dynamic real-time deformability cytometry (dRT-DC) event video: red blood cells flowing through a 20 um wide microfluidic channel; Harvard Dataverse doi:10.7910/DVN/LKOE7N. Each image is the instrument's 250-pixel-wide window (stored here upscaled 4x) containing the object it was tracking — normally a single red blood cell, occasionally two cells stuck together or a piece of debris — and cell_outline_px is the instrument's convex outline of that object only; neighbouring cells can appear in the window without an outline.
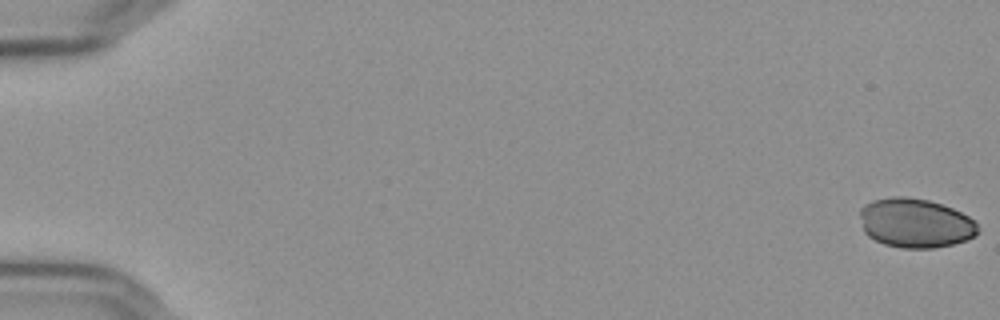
{"species": "Egyptian fruit bat (a non-hibernating species)", "species_latin": "Rousettus aegyptiacus", "temperature_condition": "cold", "stored_images_in_passage": 7, "camera_frame_rate_fps": 3000, "um_per_image_px": 0.085, "frame": {"image": 1, "passage_image": 1, "time_ms": 0.0, "image_size_px": [1000, 320], "cell_outline_px": [[980, 232], [964, 240], [952, 244], [932, 248], [904, 248], [884, 244], [868, 236], [864, 232], [860, 216], [860, 208], [864, 204], [872, 200], [892, 196], [908, 196], [928, 200], [952, 208], [968, 216], [976, 224]], "centroid_in_image_um": [77.76, 18.94], "position_along_channel_um": 7.2, "area_um2": 33.81}}
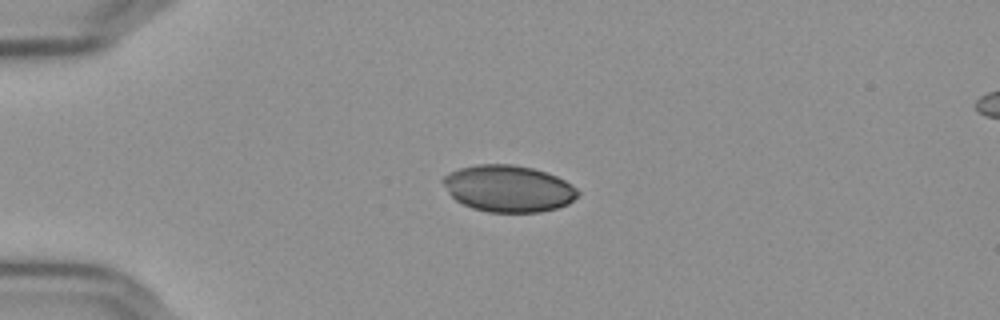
{"frame": {"image": 2, "passage_image": 5, "time_ms": 1.333, "image_size_px": [1000, 320], "cell_outline_px": [[580, 192], [568, 204], [556, 208], [540, 212], [488, 212], [472, 208], [456, 200], [448, 192], [440, 180], [448, 172], [460, 168], [476, 164], [512, 164], [532, 168], [556, 176], [572, 184]], "centroid_in_image_um": [43.18, 16.02], "position_along_channel_um": 41.8, "area_um2": 36.65}}